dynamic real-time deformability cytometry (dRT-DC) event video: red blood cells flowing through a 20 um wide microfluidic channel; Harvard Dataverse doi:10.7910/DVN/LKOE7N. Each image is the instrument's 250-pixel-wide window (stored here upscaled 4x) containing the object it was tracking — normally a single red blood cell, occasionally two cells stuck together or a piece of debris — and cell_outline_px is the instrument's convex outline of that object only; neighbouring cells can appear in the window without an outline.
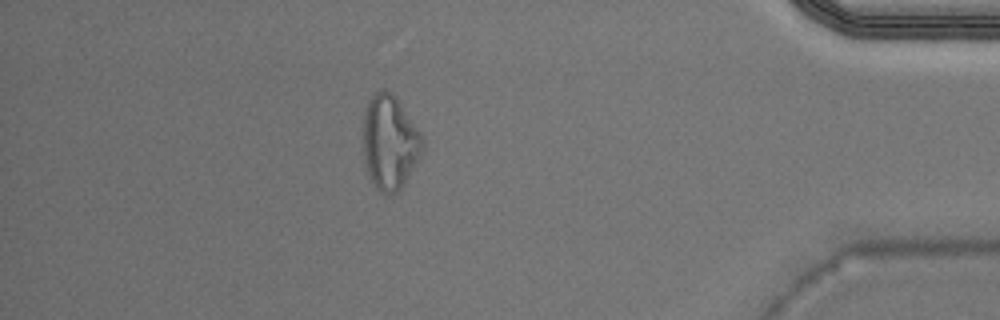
{"species": "Egyptian fruit bat (a non-hibernating species)", "species_latin": "Rousettus aegyptiacus", "temperature_condition": "warm", "stored_images_in_passage": 39, "camera_frame_rate_fps": 3000, "um_per_image_px": 0.085, "animal": {"sex": "male"}, "frame": {"image": 1, "passage_image": 34, "time_ms": 11.0, "image_size_px": [1000, 320], "cell_outline_px": [[424, 144], [420, 156], [404, 184], [396, 192], [384, 196], [376, 188], [368, 172], [364, 160], [364, 108], [368, 100], [376, 92], [384, 88], [392, 92], [396, 96], [420, 132], [424, 140]], "centroid_in_image_um": [33.13, 12.08], "position_along_channel_um": 402.1, "area_um2": 32.6}}